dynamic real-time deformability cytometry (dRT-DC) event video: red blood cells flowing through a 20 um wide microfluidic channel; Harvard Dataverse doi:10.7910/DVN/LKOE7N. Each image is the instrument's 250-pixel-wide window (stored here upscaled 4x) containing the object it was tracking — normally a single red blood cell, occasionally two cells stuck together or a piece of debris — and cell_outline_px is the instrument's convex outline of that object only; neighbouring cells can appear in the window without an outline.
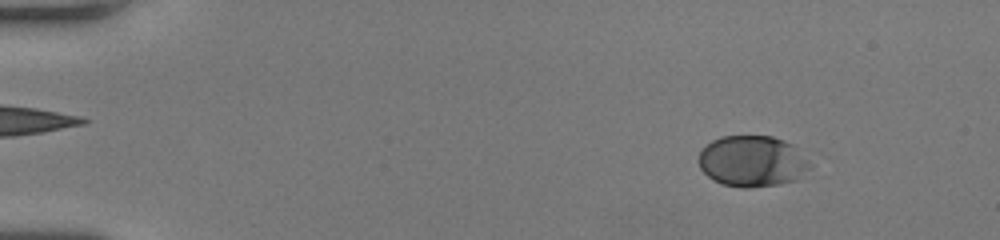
{"species": "human", "species_latin": "Homo sapiens", "temperature_condition": "room temperature", "stored_images_in_passage": 53, "camera_frame_rate_fps": 3000, "um_per_image_px": 0.085, "donor": {"sex": "female"}, "frame": {"image": 1, "passage_image": 7, "time_ms": 2.0, "image_size_px": [1000, 240], "cell_outline_px": [[812, 168], [796, 180], [776, 184], [748, 188], [740, 188], [724, 184], [712, 180], [700, 168], [696, 160], [700, 152], [712, 140], [720, 136], [772, 136], [784, 140], [792, 144], [812, 164]], "centroid_in_image_um": [63.94, 13.7], "position_along_channel_um": 21.1, "area_um2": 33.35}}
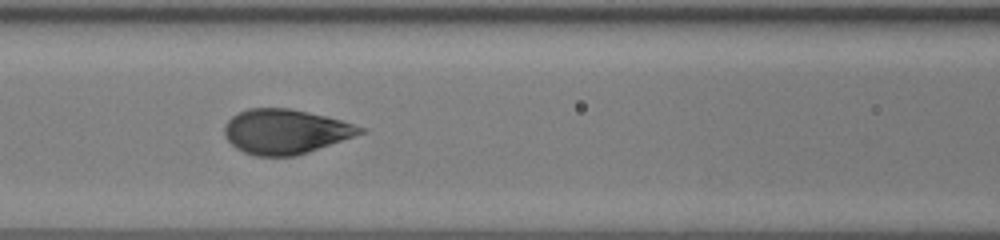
{"frame": {"image": 2, "passage_image": 25, "time_ms": 8.0, "image_size_px": [1000, 240], "cell_outline_px": [[368, 132], [296, 156], [256, 156], [244, 152], [236, 148], [224, 136], [224, 128], [228, 120], [232, 116], [248, 108], [288, 108], [308, 112], [340, 120], [368, 128]], "centroid_in_image_um": [24.29, 11.19], "position_along_channel_um": 142.3, "area_um2": 35.37}}
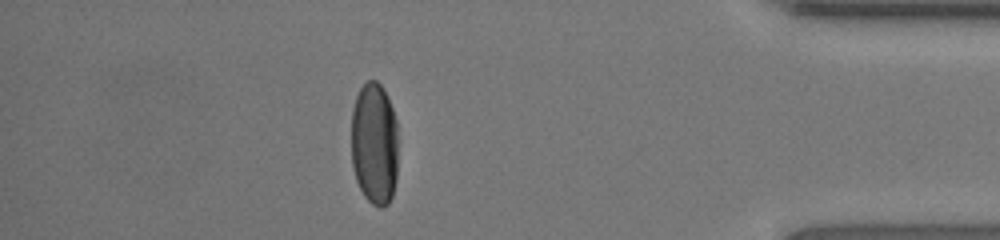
{"frame": {"image": 3, "passage_image": 47, "time_ms": 15.333, "image_size_px": [1000, 240], "cell_outline_px": [[396, 180], [392, 196], [388, 204], [380, 208], [372, 204], [364, 196], [356, 180], [352, 164], [352, 108], [356, 96], [360, 88], [368, 80], [376, 80], [380, 84], [392, 108], [396, 120]], "centroid_in_image_um": [31.81, 12.23], "position_along_channel_um": 403.4, "area_um2": 33.35}, "authors_computed_cell_mechanics": {"area_um2": 34.8534, "velocity_mm_per_s": 4.0527, "shape_relaxation_time_tau1_ms": 3.052, "shape_relaxation_time_tau2_ms": null, "deformation_change_tau1": 0.167, "deformation_change_tau2": null}}